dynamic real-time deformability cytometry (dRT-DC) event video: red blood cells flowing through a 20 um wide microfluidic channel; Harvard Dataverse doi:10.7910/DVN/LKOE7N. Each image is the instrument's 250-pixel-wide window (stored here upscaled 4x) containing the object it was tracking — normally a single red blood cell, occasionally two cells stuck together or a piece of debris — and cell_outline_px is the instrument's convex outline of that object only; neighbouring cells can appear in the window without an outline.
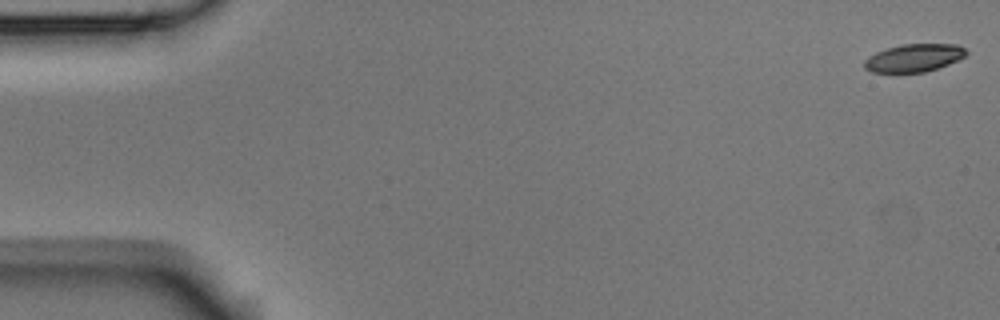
{"species": "Egyptian fruit bat (a non-hibernating species)", "species_latin": "Rousettus aegyptiacus", "temperature_condition": "room temperature", "stored_images_in_passage": 54, "camera_frame_rate_fps": 3000, "um_per_image_px": 0.085, "animal": {"sex": "male"}, "frame": {"image": 1, "passage_image": 1, "time_ms": 0.0, "image_size_px": [1000, 320], "cell_outline_px": [[968, 52], [964, 56], [948, 64], [924, 72], [872, 72], [864, 68], [864, 60], [868, 56], [876, 52], [900, 44], [956, 44], [964, 48]], "centroid_in_image_um": [77.65, 4.91], "position_along_channel_um": 7.3, "area_um2": 16.36}}
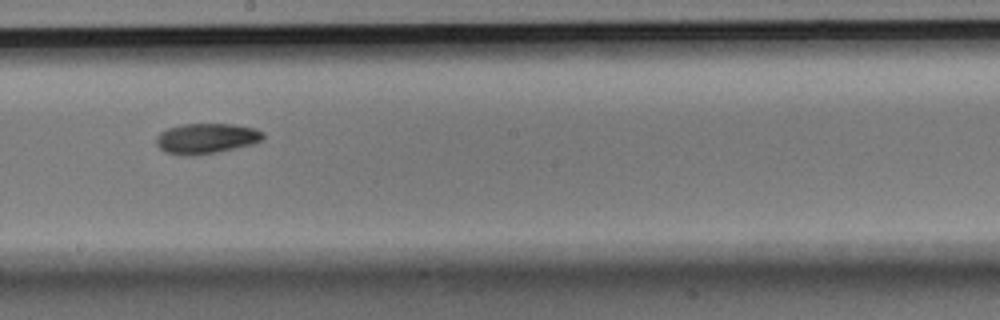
{"frame": {"image": 2, "passage_image": 30, "time_ms": 9.667, "image_size_px": [1000, 320], "cell_outline_px": [[264, 136], [260, 140], [252, 144], [216, 152], [192, 156], [188, 156], [168, 152], [160, 148], [156, 144], [156, 136], [160, 132], [168, 128], [180, 124], [232, 124], [256, 128], [264, 132]], "centroid_in_image_um": [17.53, 11.75], "position_along_channel_um": 230.7, "area_um2": 18.79}}
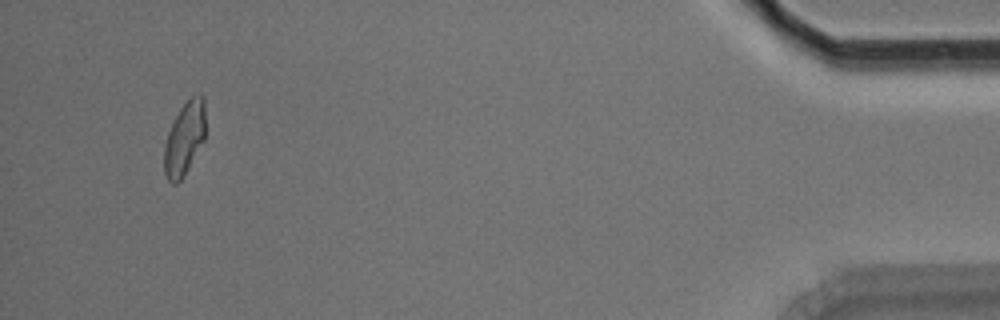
{"frame": {"image": 3, "passage_image": 51, "time_ms": 16.667, "image_size_px": [1000, 320], "cell_outline_px": [[204, 140], [188, 168], [180, 180], [176, 184], [172, 184], [168, 180], [164, 172], [164, 144], [168, 132], [180, 108], [196, 92], [200, 92], [204, 96]], "centroid_in_image_um": [15.67, 11.75], "position_along_channel_um": 419.5, "area_um2": 17.46}, "authors_computed_cell_mechanics": {"area_um2": 18.2648, "velocity_mm_per_s": 3.7647, "shape_relaxation_time_tau1_ms": 6.0613, "shape_relaxation_time_tau2_ms": null, "deformation_change_tau1": 0.1582, "deformation_change_tau2": null}}